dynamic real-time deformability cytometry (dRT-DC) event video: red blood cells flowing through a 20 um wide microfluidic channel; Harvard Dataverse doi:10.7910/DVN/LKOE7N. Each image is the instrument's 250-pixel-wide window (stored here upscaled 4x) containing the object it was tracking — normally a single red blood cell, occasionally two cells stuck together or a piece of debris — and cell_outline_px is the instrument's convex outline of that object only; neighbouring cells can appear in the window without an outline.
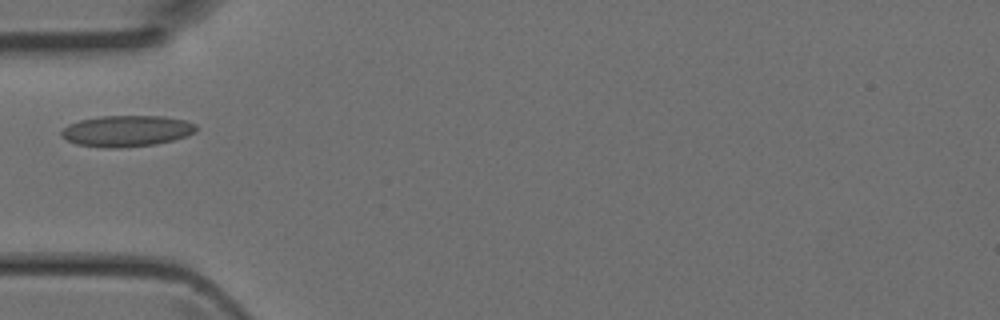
{"species": "Egyptian fruit bat (a non-hibernating species)", "species_latin": "Rousettus aegyptiacus", "temperature_condition": "room temperature", "stored_images_in_passage": 5, "camera_frame_rate_fps": 3000, "um_per_image_px": 0.085, "animal": {"sex": "female"}, "frame": {"image": 1, "passage_image": 4, "time_ms": 1.0, "image_size_px": [1000, 320], "cell_outline_px": [[196, 132], [172, 140], [156, 144], [120, 148], [104, 148], [76, 144], [60, 136], [60, 132], [68, 124], [80, 120], [100, 116], [164, 116], [184, 120], [196, 124]], "centroid_in_image_um": [10.74, 11.13], "position_along_channel_um": 74.3, "area_um2": 24.51}}
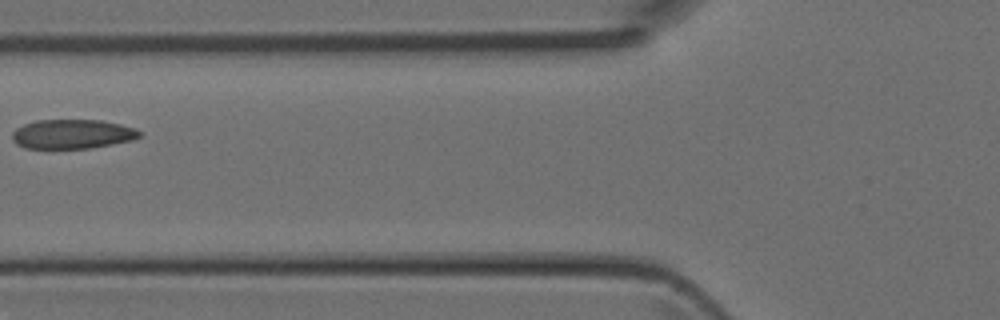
{"frame": {"image": 2, "passage_image": 5, "time_ms": 1.333, "image_size_px": [1000, 320], "cell_outline_px": [[140, 136], [132, 140], [88, 148], [24, 148], [16, 144], [12, 140], [12, 132], [16, 128], [24, 124], [36, 120], [100, 120], [120, 124], [136, 128], [140, 132]], "centroid_in_image_um": [6.11, 11.39], "position_along_channel_um": 119.7, "area_um2": 21.68}}